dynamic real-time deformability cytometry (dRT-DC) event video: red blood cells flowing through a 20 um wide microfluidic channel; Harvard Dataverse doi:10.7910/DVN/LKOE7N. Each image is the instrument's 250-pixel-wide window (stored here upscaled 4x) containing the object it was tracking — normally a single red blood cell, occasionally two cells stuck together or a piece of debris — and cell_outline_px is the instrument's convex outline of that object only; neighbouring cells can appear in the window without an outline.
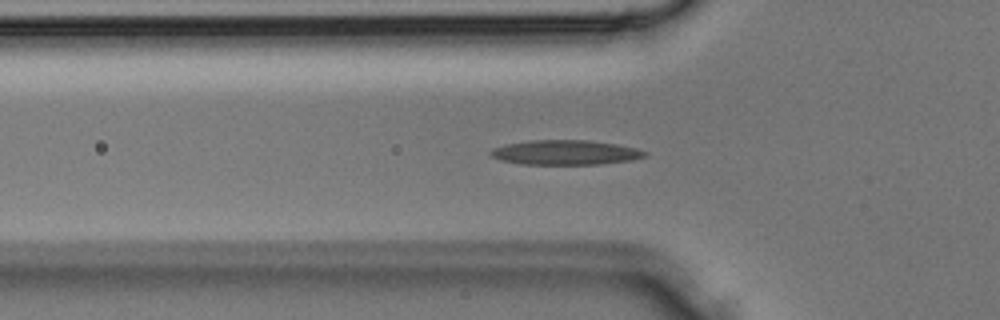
{"species": "Egyptian fruit bat (a non-hibernating species)", "species_latin": "Rousettus aegyptiacus", "temperature_condition": "room temperature", "stored_images_in_passage": 33, "camera_frame_rate_fps": 3000, "um_per_image_px": 0.085, "animal": {"sex": "male"}, "frame": {"image": 1, "passage_image": 10, "time_ms": 3.0, "image_size_px": [1000, 320], "cell_outline_px": [[648, 152], [644, 156], [632, 160], [600, 164], [520, 164], [500, 160], [492, 156], [488, 152], [492, 148], [504, 144], [532, 140], [588, 140], [616, 144], [636, 148]], "centroid_in_image_um": [48.02, 12.96], "position_along_channel_um": 77.8, "area_um2": 22.2}}
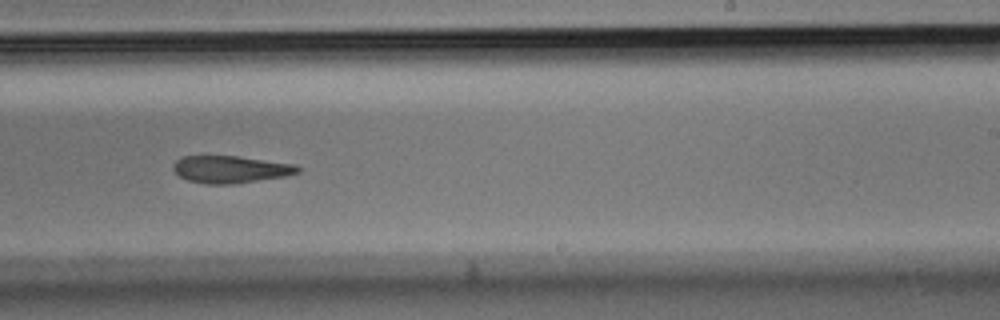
{"frame": {"image": 2, "passage_image": 20, "time_ms": 6.333, "image_size_px": [1000, 320], "cell_outline_px": [[300, 172], [284, 176], [232, 184], [208, 184], [188, 180], [180, 176], [172, 168], [172, 164], [180, 156], [240, 156], [296, 164], [300, 168]], "centroid_in_image_um": [19.59, 14.38], "position_along_channel_um": 269.4, "area_um2": 19.77}}
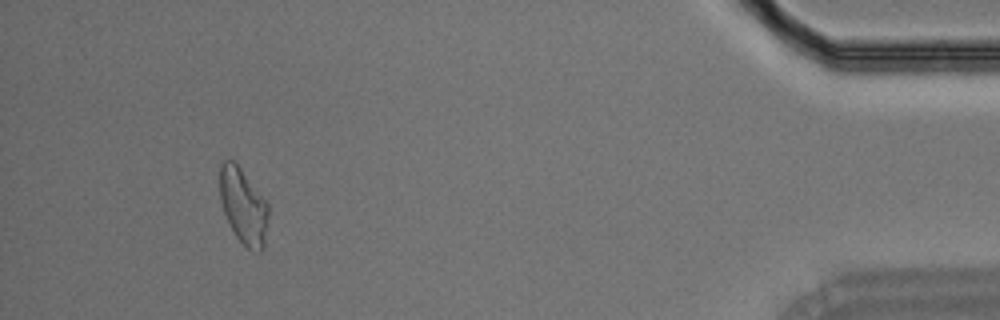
{"frame": {"image": 3, "passage_image": 31, "time_ms": 10.0, "image_size_px": [1000, 320], "cell_outline_px": [[268, 216], [264, 248], [260, 252], [252, 252], [236, 236], [224, 212], [220, 200], [220, 164], [224, 160], [236, 160], [268, 200]], "centroid_in_image_um": [20.71, 17.46], "position_along_channel_um": 414.5, "area_um2": 21.91}}